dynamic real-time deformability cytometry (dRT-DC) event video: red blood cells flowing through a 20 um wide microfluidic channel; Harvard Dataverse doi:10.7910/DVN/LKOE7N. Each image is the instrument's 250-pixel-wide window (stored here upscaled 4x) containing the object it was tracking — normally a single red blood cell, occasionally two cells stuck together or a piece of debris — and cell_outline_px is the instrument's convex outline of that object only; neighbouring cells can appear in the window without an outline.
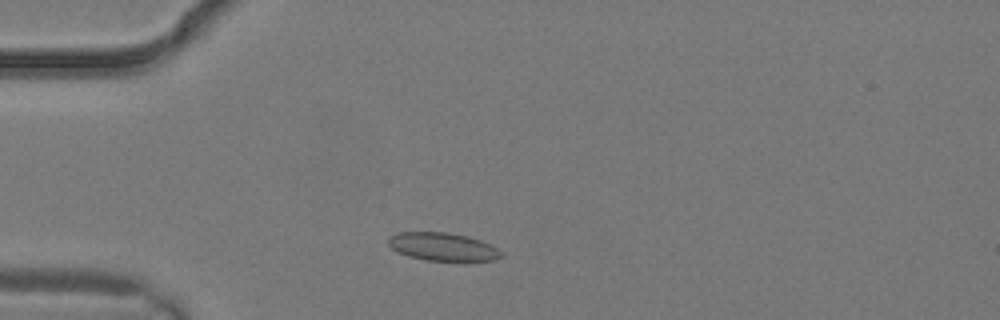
{"species": "common noctule bat (a hibernating species)", "species_latin": "Nyctalus noctula", "temperature_condition": "warm", "stored_images_in_passage": 1, "camera_frame_rate_fps": 3000, "um_per_image_px": 0.085, "animal": {"sex": "male", "body_mass_g": 19.2, "forearm_length_mm": 51.8}, "frame": {"image": 1, "passage_image": 1, "time_ms": 0.0, "image_size_px": [1000, 320], "cell_outline_px": [[504, 252], [496, 260], [424, 260], [408, 256], [392, 248], [388, 244], [388, 236], [400, 232], [448, 232], [468, 236], [480, 240]], "centroid_in_image_um": [37.61, 20.96], "position_along_channel_um": 47.4, "area_um2": 18.26}}